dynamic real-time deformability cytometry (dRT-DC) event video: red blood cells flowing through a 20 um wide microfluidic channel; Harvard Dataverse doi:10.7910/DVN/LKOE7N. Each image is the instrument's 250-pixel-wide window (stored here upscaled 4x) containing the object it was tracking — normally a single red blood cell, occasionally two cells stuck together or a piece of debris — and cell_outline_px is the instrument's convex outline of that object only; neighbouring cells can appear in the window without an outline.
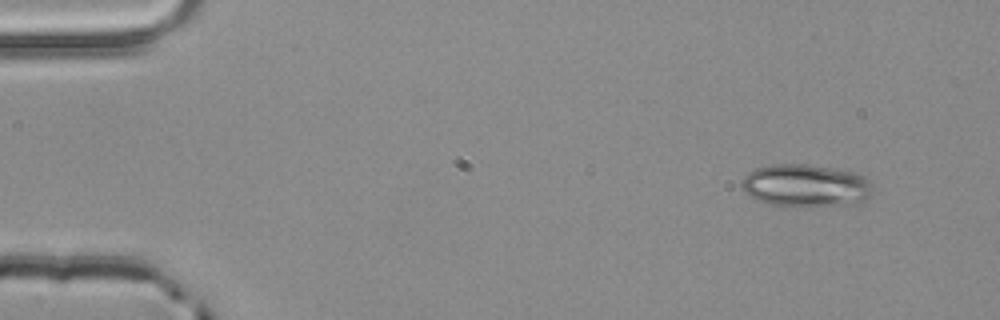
{"species": "common noctule bat (a hibernating species)", "species_latin": "Nyctalus noctula", "temperature_condition": "room temperature", "stored_images_in_passage": 4, "camera_frame_rate_fps": 3000, "um_per_image_px": 0.085, "animal": {"sex": "male", "body_mass_g": 20.4}, "frame": {"image": 1, "passage_image": 1, "time_ms": 0.0, "image_size_px": [1000, 320], "cell_outline_px": [[876, 188], [864, 200], [856, 204], [808, 208], [784, 208], [764, 204], [756, 200], [740, 184], [740, 180], [748, 172], [756, 168], [776, 164], [804, 164], [856, 172], [864, 176]], "centroid_in_image_um": [68.5, 15.83], "position_along_channel_um": 16.5, "area_um2": 33.52}}